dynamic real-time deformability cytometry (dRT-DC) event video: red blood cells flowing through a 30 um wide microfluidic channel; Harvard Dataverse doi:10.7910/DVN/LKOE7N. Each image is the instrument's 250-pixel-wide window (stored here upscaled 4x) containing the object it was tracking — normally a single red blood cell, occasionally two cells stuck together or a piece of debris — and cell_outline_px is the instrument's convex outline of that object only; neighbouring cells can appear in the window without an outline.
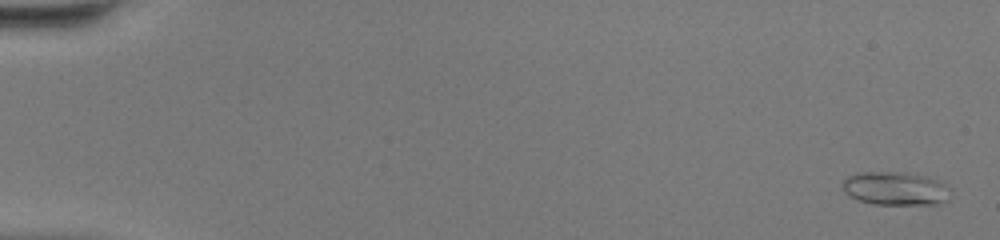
{"species": "common noctule bat (a hibernating species)", "species_latin": "Nyctalus noctula", "temperature_condition": "warm", "stored_images_in_passage": 49, "camera_frame_rate_fps": 3000, "um_per_image_px": 0.085, "animal": {"sex": "female", "body_mass_g": 20.0, "forearm_length_mm": 54.0}, "frame": {"image": 1, "passage_image": 2, "time_ms": 0.333, "image_size_px": [1000, 240], "cell_outline_px": [[948, 200], [936, 204], [872, 204], [856, 200], [848, 196], [844, 192], [840, 184], [848, 176], [856, 172], [904, 172], [924, 176], [936, 180], [948, 188]], "centroid_in_image_um": [76.0, 16.02], "position_along_channel_um": 9.0, "area_um2": 21.04}}
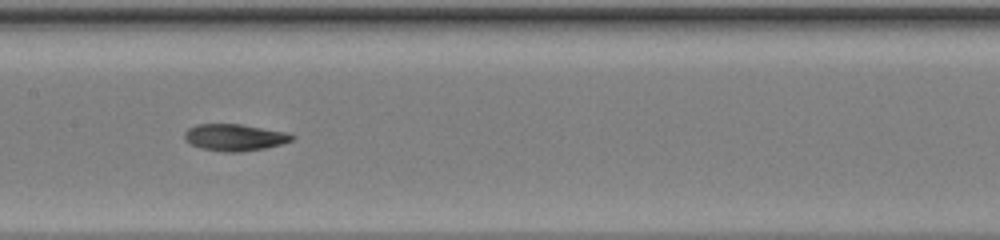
{"frame": {"image": 2, "passage_image": 26, "time_ms": 8.333, "image_size_px": [1000, 240], "cell_outline_px": [[296, 136], [292, 140], [280, 144], [264, 148], [240, 152], [224, 152], [200, 148], [192, 144], [184, 136], [184, 132], [188, 128], [196, 124], [240, 124], [288, 132]], "centroid_in_image_um": [19.96, 11.67], "position_along_channel_um": 187.4, "area_um2": 16.7}}
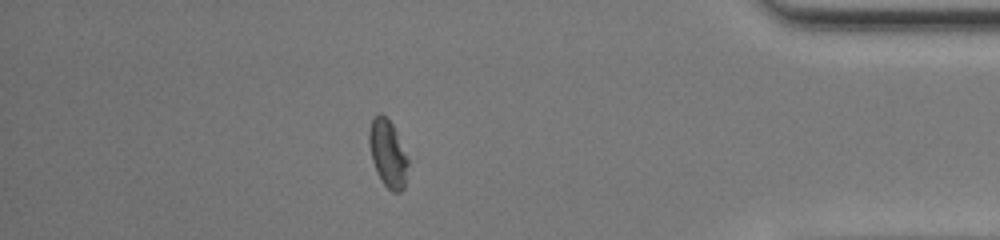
{"frame": {"image": 3, "passage_image": 43, "time_ms": 14.0, "image_size_px": [1000, 240], "cell_outline_px": [[408, 164], [404, 188], [400, 192], [392, 192], [380, 180], [376, 172], [372, 160], [368, 144], [368, 132], [372, 116], [380, 112], [392, 124], [396, 132], [408, 160]], "centroid_in_image_um": [32.93, 13.04], "position_along_channel_um": 402.3, "area_um2": 15.32}, "authors_computed_cell_mechanics": {"area_um2": 16.6464, "velocity_mm_per_s": 4.3654, "shape_relaxation_time_tau1_ms": 6.0596, "shape_relaxation_time_tau2_ms": 2.6118, "deformation_change_tau1": 0.2025, "deformation_change_tau2": 0.0742}}